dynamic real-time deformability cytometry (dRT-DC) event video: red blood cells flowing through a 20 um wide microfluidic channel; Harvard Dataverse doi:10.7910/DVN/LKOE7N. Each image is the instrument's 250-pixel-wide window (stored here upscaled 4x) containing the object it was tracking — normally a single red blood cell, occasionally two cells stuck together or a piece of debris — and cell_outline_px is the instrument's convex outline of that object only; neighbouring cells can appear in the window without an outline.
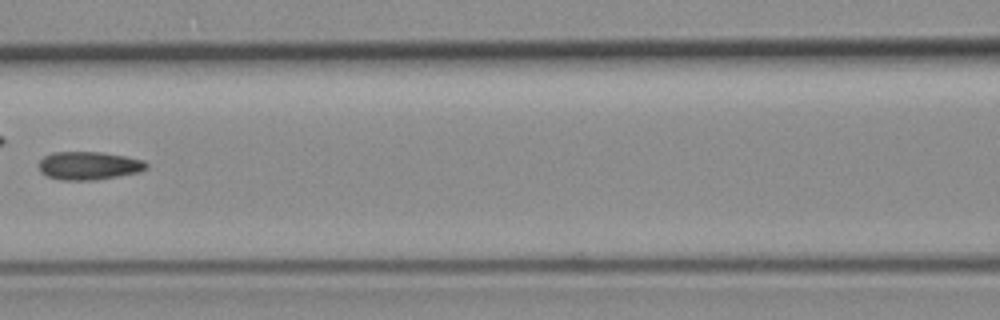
{"species": "common noctule bat (a hibernating species)", "species_latin": "Nyctalus noctula", "temperature_condition": "room temperature", "stored_images_in_passage": 9, "camera_frame_rate_fps": 3000, "um_per_image_px": 0.085, "animal": {"sex": "female", "body_mass_g": 19.3, "forearm_length_mm": 54.1}, "frame": {"image": 1, "passage_image": 8, "time_ms": 2.333, "image_size_px": [1000, 320], "cell_outline_px": [[148, 168], [140, 172], [96, 180], [60, 180], [48, 176], [40, 172], [40, 160], [44, 156], [52, 152], [100, 152], [124, 156], [144, 160], [148, 164]], "centroid_in_image_um": [7.57, 14.08], "position_along_channel_um": 159.0, "area_um2": 17.69}}
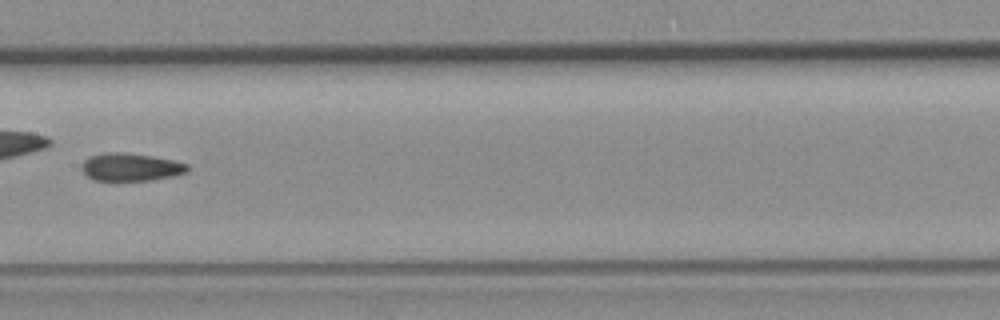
{"frame": {"image": 2, "passage_image": 9, "time_ms": 2.667, "image_size_px": [1000, 320], "cell_outline_px": [[188, 172], [172, 176], [152, 180], [92, 180], [80, 168], [84, 160], [88, 156], [104, 152], [120, 152], [152, 156], [172, 160], [188, 164]], "centroid_in_image_um": [11.08, 14.19], "position_along_channel_um": 196.3, "area_um2": 17.11}}